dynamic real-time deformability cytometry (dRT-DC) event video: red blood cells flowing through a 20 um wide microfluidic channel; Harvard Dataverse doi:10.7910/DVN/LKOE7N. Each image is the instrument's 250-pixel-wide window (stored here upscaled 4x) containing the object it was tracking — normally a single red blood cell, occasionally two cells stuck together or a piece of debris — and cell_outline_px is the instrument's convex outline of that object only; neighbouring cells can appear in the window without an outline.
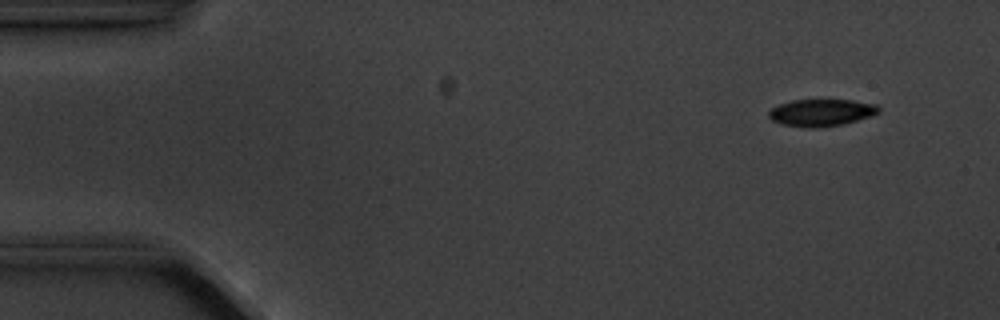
{"species": "common noctule bat (a hibernating species)", "species_latin": "Nyctalus noctula", "temperature_condition": "cold", "stored_images_in_passage": 4, "camera_frame_rate_fps": 3000, "um_per_image_px": 0.085, "animal": {"sex": "male", "body_mass_g": 20.1, "forearm_length_mm": 53.5}, "frame": {"image": 1, "passage_image": 1, "time_ms": 0.0, "image_size_px": [1000, 320], "cell_outline_px": [[880, 112], [844, 124], [816, 128], [812, 128], [780, 124], [772, 120], [768, 116], [768, 112], [772, 108], [780, 104], [792, 100], [852, 100], [876, 104], [880, 108]], "centroid_in_image_um": [69.79, 9.57], "position_along_channel_um": 15.2, "area_um2": 17.22}}
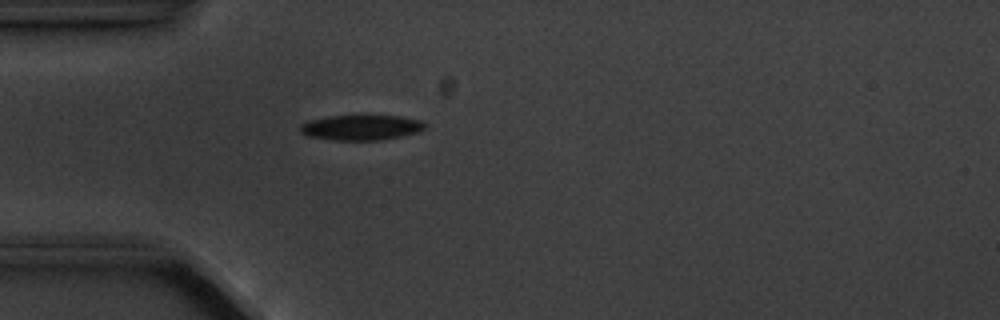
{"frame": {"image": 2, "passage_image": 4, "time_ms": 3.667, "image_size_px": [1000, 320], "cell_outline_px": [[424, 128], [420, 132], [384, 140], [332, 140], [308, 136], [300, 132], [300, 124], [308, 120], [328, 116], [364, 112], [400, 116], [420, 120], [424, 124]], "centroid_in_image_um": [30.69, 10.79], "position_along_channel_um": 54.3, "area_um2": 19.42}}